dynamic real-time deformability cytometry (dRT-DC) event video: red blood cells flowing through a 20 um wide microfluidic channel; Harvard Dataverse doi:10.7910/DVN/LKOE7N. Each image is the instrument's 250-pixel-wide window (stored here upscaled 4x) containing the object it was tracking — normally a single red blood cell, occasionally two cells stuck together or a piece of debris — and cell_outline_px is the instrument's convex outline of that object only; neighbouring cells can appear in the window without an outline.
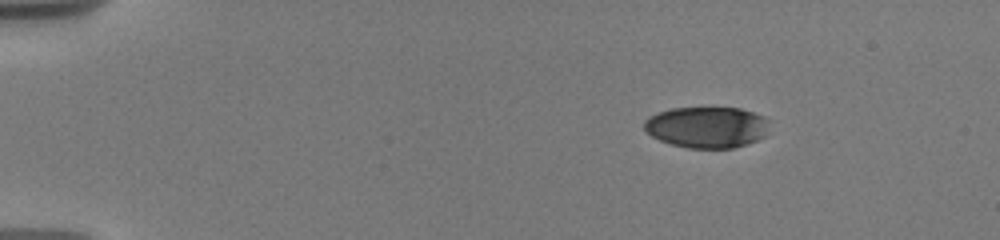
{"species": "human", "species_latin": "Homo sapiens", "temperature_condition": "warm", "stored_images_in_passage": 28, "camera_frame_rate_fps": 3000, "um_per_image_px": 0.085, "donor": {"sex": "male"}, "frame": {"image": 1, "passage_image": 1, "time_ms": 0.0, "image_size_px": [1000, 240], "cell_outline_px": [[768, 120], [764, 136], [748, 144], [732, 148], [688, 148], [672, 144], [660, 140], [652, 136], [644, 128], [644, 120], [648, 116], [656, 112], [672, 108], [740, 108], [764, 116]], "centroid_in_image_um": [60.05, 10.81], "position_along_channel_um": 24.9, "area_um2": 30.0}}
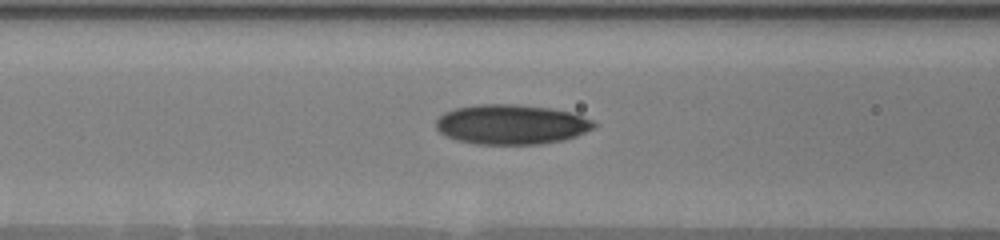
{"frame": {"image": 2, "passage_image": 19, "time_ms": 5.333, "image_size_px": [1000, 240], "cell_outline_px": [[600, 124], [576, 136], [564, 140], [540, 144], [476, 144], [456, 140], [440, 132], [436, 128], [436, 120], [444, 112], [456, 108], [476, 104], [516, 104], [548, 108], [572, 112], [592, 120]], "centroid_in_image_um": [43.47, 10.57], "position_along_channel_um": 123.1, "area_um2": 36.7}}
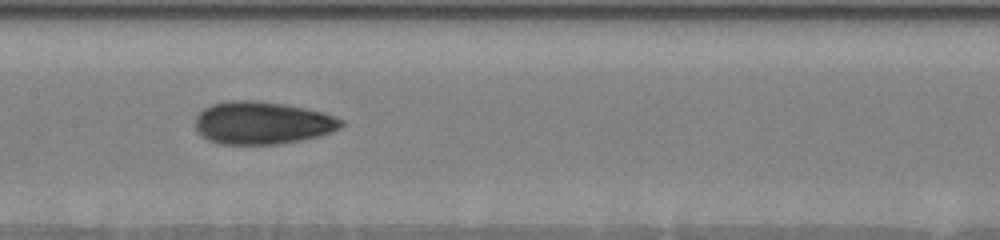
{"frame": {"image": 3, "passage_image": 27, "time_ms": 7.0, "image_size_px": [1000, 240], "cell_outline_px": [[344, 124], [340, 128], [332, 132], [300, 140], [280, 144], [216, 144], [200, 136], [196, 132], [196, 116], [204, 108], [212, 104], [232, 100], [252, 100], [284, 104], [324, 112], [344, 120]], "centroid_in_image_um": [22.27, 10.45], "position_along_channel_um": 185.1, "area_um2": 36.41}}